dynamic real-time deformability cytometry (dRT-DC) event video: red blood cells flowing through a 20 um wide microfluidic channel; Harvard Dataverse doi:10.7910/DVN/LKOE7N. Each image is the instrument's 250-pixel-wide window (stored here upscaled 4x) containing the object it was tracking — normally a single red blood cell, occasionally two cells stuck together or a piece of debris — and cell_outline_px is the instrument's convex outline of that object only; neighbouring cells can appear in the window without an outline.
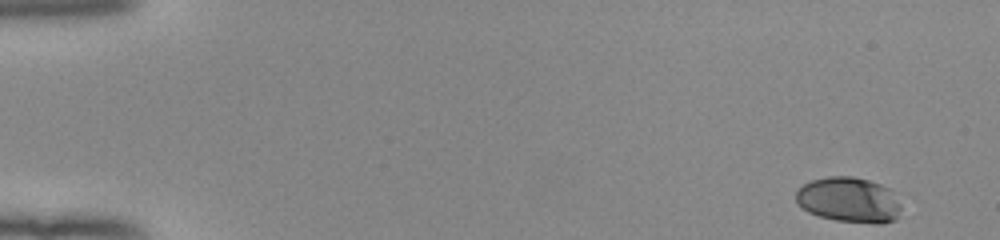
{"species": "human", "species_latin": "Homo sapiens", "temperature_condition": "room temperature", "stored_images_in_passage": 51, "camera_frame_rate_fps": 3000, "um_per_image_px": 0.085, "donor": {"sex": "female"}, "frame": {"image": 1, "passage_image": 1, "time_ms": 0.0, "image_size_px": [1000, 240], "cell_outline_px": [[900, 208], [896, 220], [880, 224], [876, 224], [836, 220], [820, 216], [808, 212], [800, 208], [796, 204], [796, 192], [804, 184], [812, 180], [828, 176], [852, 176], [868, 180], [880, 184], [888, 188], [900, 204]], "centroid_in_image_um": [72.13, 17.0], "position_along_channel_um": 12.9, "area_um2": 27.74}}
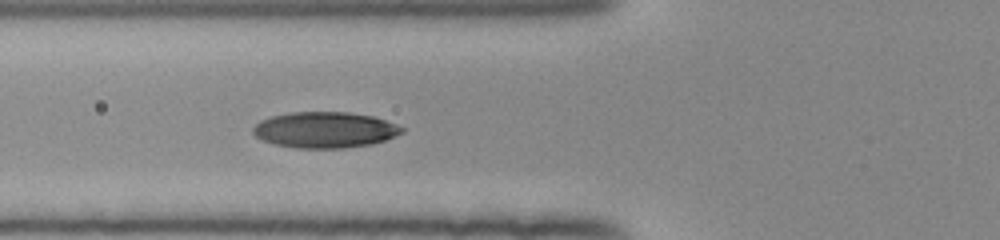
{"frame": {"image": 2, "passage_image": 19, "time_ms": 6.0, "image_size_px": [1000, 240], "cell_outline_px": [[404, 132], [396, 136], [372, 144], [344, 148], [296, 148], [276, 144], [264, 140], [256, 136], [252, 132], [252, 128], [260, 120], [272, 116], [292, 112], [348, 112], [372, 116], [396, 124], [404, 128]], "centroid_in_image_um": [27.62, 11.04], "position_along_channel_um": 98.2, "area_um2": 31.1}}
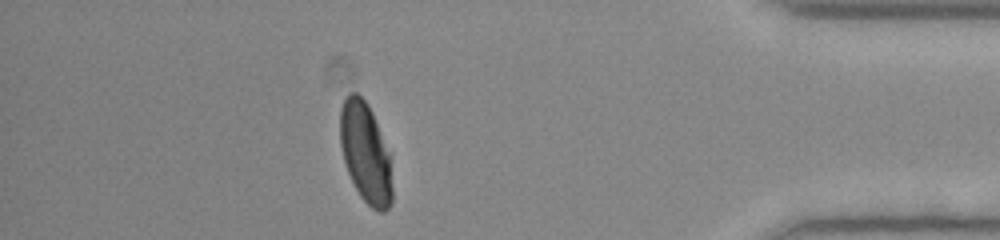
{"frame": {"image": 3, "passage_image": 45, "time_ms": 14.667, "image_size_px": [1000, 240], "cell_outline_px": [[392, 204], [384, 212], [380, 212], [372, 208], [360, 196], [348, 172], [344, 160], [340, 144], [340, 108], [348, 92], [356, 92], [368, 104], [372, 112], [388, 152], [392, 188]], "centroid_in_image_um": [31.05, 12.99], "position_along_channel_um": 404.1, "area_um2": 30.06}, "authors_computed_cell_mechanics": {"area_um2": 30.4606, "velocity_mm_per_s": 3.9641, "shape_relaxation_time_tau1_ms": 3.714, "shape_relaxation_time_tau2_ms": null, "deformation_change_tau1": 0.1671, "deformation_change_tau2": null}}